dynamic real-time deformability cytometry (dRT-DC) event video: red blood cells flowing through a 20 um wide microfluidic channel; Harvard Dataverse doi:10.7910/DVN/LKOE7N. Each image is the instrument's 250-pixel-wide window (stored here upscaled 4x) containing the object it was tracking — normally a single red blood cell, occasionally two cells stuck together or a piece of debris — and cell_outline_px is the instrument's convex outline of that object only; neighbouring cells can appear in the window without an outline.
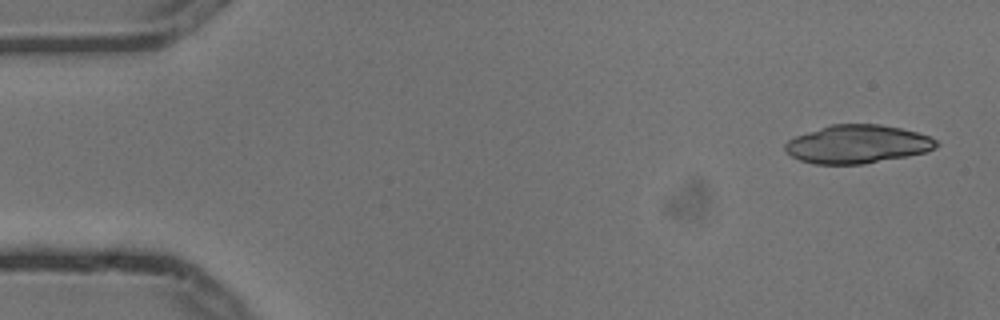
{"species": "common noctule bat (a hibernating species)", "species_latin": "Nyctalus noctula", "temperature_condition": "cold", "stored_images_in_passage": 8, "camera_frame_rate_fps": 3000, "um_per_image_px": 0.085, "animal": {"sex": "male", "body_mass_g": 13.3}, "frame": {"image": 1, "passage_image": 1, "time_ms": 0.0, "image_size_px": [1000, 320], "cell_outline_px": [[940, 144], [936, 148], [928, 152], [860, 164], [816, 164], [800, 160], [792, 156], [784, 148], [784, 144], [788, 140], [796, 136], [832, 124], [880, 124], [900, 128], [916, 132], [928, 136], [936, 140]], "centroid_in_image_um": [72.9, 12.25], "position_along_channel_um": 12.1, "area_um2": 33.47}}
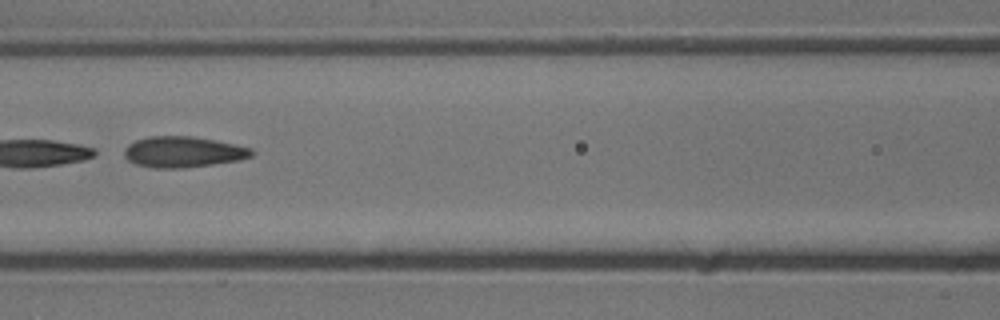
{"frame": {"image": 2, "passage_image": 6, "time_ms": 1.667, "image_size_px": [1000, 320], "cell_outline_px": [[256, 152], [252, 156], [240, 160], [184, 168], [152, 168], [136, 164], [128, 160], [124, 156], [124, 148], [128, 144], [136, 140], [148, 136], [192, 136], [216, 140], [252, 148]], "centroid_in_image_um": [15.57, 12.91], "position_along_channel_um": 151.0, "area_um2": 23.12}}
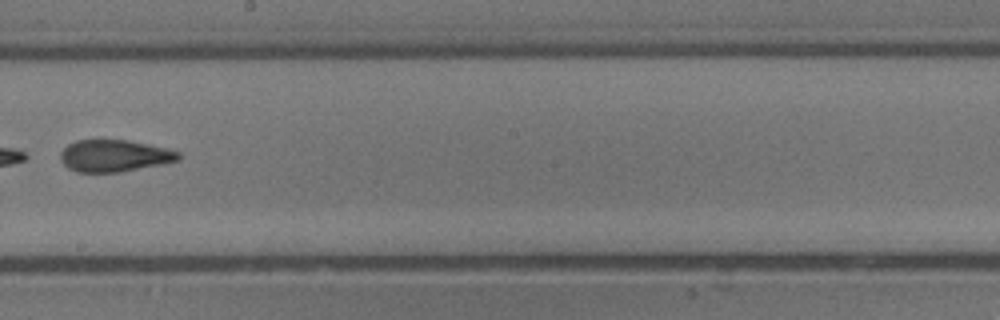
{"frame": {"image": 3, "passage_image": 8, "time_ms": 2.333, "image_size_px": [1000, 320], "cell_outline_px": [[180, 160], [120, 172], [76, 172], [68, 168], [60, 160], [60, 152], [68, 144], [76, 140], [128, 140], [164, 148], [180, 152]], "centroid_in_image_um": [9.68, 13.24], "position_along_channel_um": 238.5, "area_um2": 21.79}}